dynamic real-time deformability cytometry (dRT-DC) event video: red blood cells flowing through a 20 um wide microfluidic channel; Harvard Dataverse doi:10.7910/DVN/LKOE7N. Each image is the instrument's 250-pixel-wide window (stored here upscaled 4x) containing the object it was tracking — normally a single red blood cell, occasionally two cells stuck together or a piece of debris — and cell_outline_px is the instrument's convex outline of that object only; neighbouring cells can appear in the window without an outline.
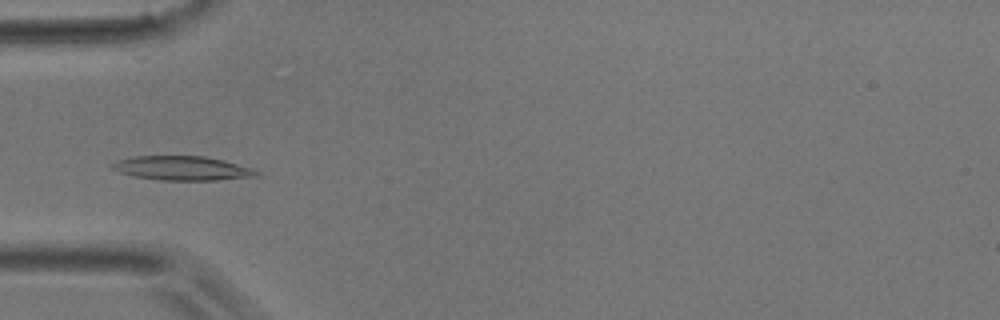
{"species": "common noctule bat (a hibernating species)", "species_latin": "Nyctalus noctula", "temperature_condition": "room temperature", "stored_images_in_passage": 17, "camera_frame_rate_fps": 3000, "um_per_image_px": 0.085, "animal": {"sex": "male", "body_mass_g": 17.9}, "frame": {"image": 1, "passage_image": 15, "time_ms": 4.667, "image_size_px": [1000, 320], "cell_outline_px": [[260, 176], [216, 180], [160, 180], [136, 176], [120, 172], [112, 168], [108, 164], [116, 160], [136, 156], [204, 156], [252, 168], [260, 172]], "centroid_in_image_um": [15.47, 14.3], "position_along_channel_um": 69.5, "area_um2": 20.17}}